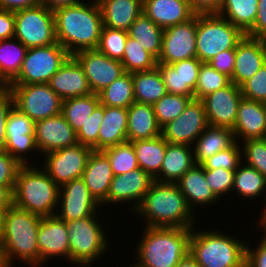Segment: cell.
I'll return each instance as SVG.
<instances>
[{
	"instance_id": "obj_1",
	"label": "cell",
	"mask_w": 266,
	"mask_h": 267,
	"mask_svg": "<svg viewBox=\"0 0 266 267\" xmlns=\"http://www.w3.org/2000/svg\"><path fill=\"white\" fill-rule=\"evenodd\" d=\"M57 42L70 56L83 50H95L103 28L97 0L80 2L53 10Z\"/></svg>"
},
{
	"instance_id": "obj_2",
	"label": "cell",
	"mask_w": 266,
	"mask_h": 267,
	"mask_svg": "<svg viewBox=\"0 0 266 267\" xmlns=\"http://www.w3.org/2000/svg\"><path fill=\"white\" fill-rule=\"evenodd\" d=\"M41 219L40 215L14 204L8 208L0 242L1 267H14L17 259L25 263L24 266L39 267L37 234Z\"/></svg>"
},
{
	"instance_id": "obj_3",
	"label": "cell",
	"mask_w": 266,
	"mask_h": 267,
	"mask_svg": "<svg viewBox=\"0 0 266 267\" xmlns=\"http://www.w3.org/2000/svg\"><path fill=\"white\" fill-rule=\"evenodd\" d=\"M135 216L145 220V226L193 228L196 217L176 183L154 181L134 210ZM195 224V225H194Z\"/></svg>"
},
{
	"instance_id": "obj_4",
	"label": "cell",
	"mask_w": 266,
	"mask_h": 267,
	"mask_svg": "<svg viewBox=\"0 0 266 267\" xmlns=\"http://www.w3.org/2000/svg\"><path fill=\"white\" fill-rule=\"evenodd\" d=\"M192 228L145 226L131 267H176L190 251Z\"/></svg>"
},
{
	"instance_id": "obj_5",
	"label": "cell",
	"mask_w": 266,
	"mask_h": 267,
	"mask_svg": "<svg viewBox=\"0 0 266 267\" xmlns=\"http://www.w3.org/2000/svg\"><path fill=\"white\" fill-rule=\"evenodd\" d=\"M39 167L31 164L19 168L13 190V204L41 217L54 216L58 208L60 187Z\"/></svg>"
},
{
	"instance_id": "obj_6",
	"label": "cell",
	"mask_w": 266,
	"mask_h": 267,
	"mask_svg": "<svg viewBox=\"0 0 266 267\" xmlns=\"http://www.w3.org/2000/svg\"><path fill=\"white\" fill-rule=\"evenodd\" d=\"M230 235V236H229ZM224 231L192 228L189 253L200 267H241L246 263V241Z\"/></svg>"
},
{
	"instance_id": "obj_7",
	"label": "cell",
	"mask_w": 266,
	"mask_h": 267,
	"mask_svg": "<svg viewBox=\"0 0 266 267\" xmlns=\"http://www.w3.org/2000/svg\"><path fill=\"white\" fill-rule=\"evenodd\" d=\"M98 215L65 221L69 235V263L74 266L89 267L106 251H110L109 237Z\"/></svg>"
},
{
	"instance_id": "obj_8",
	"label": "cell",
	"mask_w": 266,
	"mask_h": 267,
	"mask_svg": "<svg viewBox=\"0 0 266 267\" xmlns=\"http://www.w3.org/2000/svg\"><path fill=\"white\" fill-rule=\"evenodd\" d=\"M245 34L218 14L196 15V57L208 63L222 51L235 49Z\"/></svg>"
},
{
	"instance_id": "obj_9",
	"label": "cell",
	"mask_w": 266,
	"mask_h": 267,
	"mask_svg": "<svg viewBox=\"0 0 266 267\" xmlns=\"http://www.w3.org/2000/svg\"><path fill=\"white\" fill-rule=\"evenodd\" d=\"M15 35L26 48L57 43L54 12L44 3L14 12Z\"/></svg>"
},
{
	"instance_id": "obj_10",
	"label": "cell",
	"mask_w": 266,
	"mask_h": 267,
	"mask_svg": "<svg viewBox=\"0 0 266 267\" xmlns=\"http://www.w3.org/2000/svg\"><path fill=\"white\" fill-rule=\"evenodd\" d=\"M57 42L48 46L28 48L18 75L10 84L49 83L69 57Z\"/></svg>"
},
{
	"instance_id": "obj_11",
	"label": "cell",
	"mask_w": 266,
	"mask_h": 267,
	"mask_svg": "<svg viewBox=\"0 0 266 267\" xmlns=\"http://www.w3.org/2000/svg\"><path fill=\"white\" fill-rule=\"evenodd\" d=\"M14 106L34 122L62 112L63 99L48 83L10 84Z\"/></svg>"
},
{
	"instance_id": "obj_12",
	"label": "cell",
	"mask_w": 266,
	"mask_h": 267,
	"mask_svg": "<svg viewBox=\"0 0 266 267\" xmlns=\"http://www.w3.org/2000/svg\"><path fill=\"white\" fill-rule=\"evenodd\" d=\"M92 151L91 147L77 143L42 155L44 161H41L40 167L60 187L73 179L82 178Z\"/></svg>"
},
{
	"instance_id": "obj_13",
	"label": "cell",
	"mask_w": 266,
	"mask_h": 267,
	"mask_svg": "<svg viewBox=\"0 0 266 267\" xmlns=\"http://www.w3.org/2000/svg\"><path fill=\"white\" fill-rule=\"evenodd\" d=\"M208 126L204 103L192 99L180 116L161 128V135L170 144L193 146Z\"/></svg>"
},
{
	"instance_id": "obj_14",
	"label": "cell",
	"mask_w": 266,
	"mask_h": 267,
	"mask_svg": "<svg viewBox=\"0 0 266 267\" xmlns=\"http://www.w3.org/2000/svg\"><path fill=\"white\" fill-rule=\"evenodd\" d=\"M35 122L15 106L8 113L6 121L5 151L21 165H33L27 154L39 152L35 143ZM36 150V151H35Z\"/></svg>"
},
{
	"instance_id": "obj_15",
	"label": "cell",
	"mask_w": 266,
	"mask_h": 267,
	"mask_svg": "<svg viewBox=\"0 0 266 267\" xmlns=\"http://www.w3.org/2000/svg\"><path fill=\"white\" fill-rule=\"evenodd\" d=\"M58 206L59 210L55 215L63 221L87 218L98 213L101 208L82 178L73 179L60 186Z\"/></svg>"
},
{
	"instance_id": "obj_16",
	"label": "cell",
	"mask_w": 266,
	"mask_h": 267,
	"mask_svg": "<svg viewBox=\"0 0 266 267\" xmlns=\"http://www.w3.org/2000/svg\"><path fill=\"white\" fill-rule=\"evenodd\" d=\"M196 57V15L187 22L164 29L157 63L172 64Z\"/></svg>"
},
{
	"instance_id": "obj_17",
	"label": "cell",
	"mask_w": 266,
	"mask_h": 267,
	"mask_svg": "<svg viewBox=\"0 0 266 267\" xmlns=\"http://www.w3.org/2000/svg\"><path fill=\"white\" fill-rule=\"evenodd\" d=\"M83 67L92 93L99 94L125 73L120 61L95 50H83L73 55Z\"/></svg>"
},
{
	"instance_id": "obj_18",
	"label": "cell",
	"mask_w": 266,
	"mask_h": 267,
	"mask_svg": "<svg viewBox=\"0 0 266 267\" xmlns=\"http://www.w3.org/2000/svg\"><path fill=\"white\" fill-rule=\"evenodd\" d=\"M154 181L155 180L141 168L134 169L125 174L114 175L107 199L101 204V207H105V204L109 206L111 205L110 203L116 204L117 206L119 202L120 204L130 203V206H132V210L130 211L133 212Z\"/></svg>"
},
{
	"instance_id": "obj_19",
	"label": "cell",
	"mask_w": 266,
	"mask_h": 267,
	"mask_svg": "<svg viewBox=\"0 0 266 267\" xmlns=\"http://www.w3.org/2000/svg\"><path fill=\"white\" fill-rule=\"evenodd\" d=\"M242 98L240 87L233 82L205 96L202 102L205 106L209 125L233 129L237 118L238 105Z\"/></svg>"
},
{
	"instance_id": "obj_20",
	"label": "cell",
	"mask_w": 266,
	"mask_h": 267,
	"mask_svg": "<svg viewBox=\"0 0 266 267\" xmlns=\"http://www.w3.org/2000/svg\"><path fill=\"white\" fill-rule=\"evenodd\" d=\"M65 221L56 215L42 217L38 228L39 267L49 259L61 257L69 262V238Z\"/></svg>"
},
{
	"instance_id": "obj_21",
	"label": "cell",
	"mask_w": 266,
	"mask_h": 267,
	"mask_svg": "<svg viewBox=\"0 0 266 267\" xmlns=\"http://www.w3.org/2000/svg\"><path fill=\"white\" fill-rule=\"evenodd\" d=\"M35 143L39 154L76 145V132L61 114L35 122Z\"/></svg>"
},
{
	"instance_id": "obj_22",
	"label": "cell",
	"mask_w": 266,
	"mask_h": 267,
	"mask_svg": "<svg viewBox=\"0 0 266 267\" xmlns=\"http://www.w3.org/2000/svg\"><path fill=\"white\" fill-rule=\"evenodd\" d=\"M265 63L266 40L244 36L235 48V67L230 79L231 82L240 87Z\"/></svg>"
},
{
	"instance_id": "obj_23",
	"label": "cell",
	"mask_w": 266,
	"mask_h": 267,
	"mask_svg": "<svg viewBox=\"0 0 266 267\" xmlns=\"http://www.w3.org/2000/svg\"><path fill=\"white\" fill-rule=\"evenodd\" d=\"M201 64L197 57L172 64L157 63L167 93L194 96Z\"/></svg>"
},
{
	"instance_id": "obj_24",
	"label": "cell",
	"mask_w": 266,
	"mask_h": 267,
	"mask_svg": "<svg viewBox=\"0 0 266 267\" xmlns=\"http://www.w3.org/2000/svg\"><path fill=\"white\" fill-rule=\"evenodd\" d=\"M232 130L239 143L248 139L266 138V103L242 98Z\"/></svg>"
},
{
	"instance_id": "obj_25",
	"label": "cell",
	"mask_w": 266,
	"mask_h": 267,
	"mask_svg": "<svg viewBox=\"0 0 266 267\" xmlns=\"http://www.w3.org/2000/svg\"><path fill=\"white\" fill-rule=\"evenodd\" d=\"M48 84L63 100L92 94L84 69L74 56L67 58Z\"/></svg>"
},
{
	"instance_id": "obj_26",
	"label": "cell",
	"mask_w": 266,
	"mask_h": 267,
	"mask_svg": "<svg viewBox=\"0 0 266 267\" xmlns=\"http://www.w3.org/2000/svg\"><path fill=\"white\" fill-rule=\"evenodd\" d=\"M143 13L162 29L187 22L196 15L189 0H143Z\"/></svg>"
},
{
	"instance_id": "obj_27",
	"label": "cell",
	"mask_w": 266,
	"mask_h": 267,
	"mask_svg": "<svg viewBox=\"0 0 266 267\" xmlns=\"http://www.w3.org/2000/svg\"><path fill=\"white\" fill-rule=\"evenodd\" d=\"M113 177L114 173L107 156L102 151L93 150L82 179L100 205L107 199Z\"/></svg>"
},
{
	"instance_id": "obj_28",
	"label": "cell",
	"mask_w": 266,
	"mask_h": 267,
	"mask_svg": "<svg viewBox=\"0 0 266 267\" xmlns=\"http://www.w3.org/2000/svg\"><path fill=\"white\" fill-rule=\"evenodd\" d=\"M176 184L193 212L196 206L205 207L210 204L211 207V204L219 202L206 182L204 168L201 164L193 165Z\"/></svg>"
},
{
	"instance_id": "obj_29",
	"label": "cell",
	"mask_w": 266,
	"mask_h": 267,
	"mask_svg": "<svg viewBox=\"0 0 266 267\" xmlns=\"http://www.w3.org/2000/svg\"><path fill=\"white\" fill-rule=\"evenodd\" d=\"M101 9L103 27L128 31L143 13V0H97Z\"/></svg>"
},
{
	"instance_id": "obj_30",
	"label": "cell",
	"mask_w": 266,
	"mask_h": 267,
	"mask_svg": "<svg viewBox=\"0 0 266 267\" xmlns=\"http://www.w3.org/2000/svg\"><path fill=\"white\" fill-rule=\"evenodd\" d=\"M161 135L153 105L134 102L128 108L127 141L152 139Z\"/></svg>"
},
{
	"instance_id": "obj_31",
	"label": "cell",
	"mask_w": 266,
	"mask_h": 267,
	"mask_svg": "<svg viewBox=\"0 0 266 267\" xmlns=\"http://www.w3.org/2000/svg\"><path fill=\"white\" fill-rule=\"evenodd\" d=\"M195 164L192 146L168 143L159 176L155 181L177 183Z\"/></svg>"
},
{
	"instance_id": "obj_32",
	"label": "cell",
	"mask_w": 266,
	"mask_h": 267,
	"mask_svg": "<svg viewBox=\"0 0 266 267\" xmlns=\"http://www.w3.org/2000/svg\"><path fill=\"white\" fill-rule=\"evenodd\" d=\"M128 108L104 106L98 135V151L127 142Z\"/></svg>"
},
{
	"instance_id": "obj_33",
	"label": "cell",
	"mask_w": 266,
	"mask_h": 267,
	"mask_svg": "<svg viewBox=\"0 0 266 267\" xmlns=\"http://www.w3.org/2000/svg\"><path fill=\"white\" fill-rule=\"evenodd\" d=\"M235 142L232 129L209 125L192 146L194 161L202 164L214 154L230 148Z\"/></svg>"
},
{
	"instance_id": "obj_34",
	"label": "cell",
	"mask_w": 266,
	"mask_h": 267,
	"mask_svg": "<svg viewBox=\"0 0 266 267\" xmlns=\"http://www.w3.org/2000/svg\"><path fill=\"white\" fill-rule=\"evenodd\" d=\"M131 143L139 168L155 180L159 176L168 142L159 135L152 139L136 140Z\"/></svg>"
},
{
	"instance_id": "obj_35",
	"label": "cell",
	"mask_w": 266,
	"mask_h": 267,
	"mask_svg": "<svg viewBox=\"0 0 266 267\" xmlns=\"http://www.w3.org/2000/svg\"><path fill=\"white\" fill-rule=\"evenodd\" d=\"M134 100L153 105L167 93L159 68L132 73Z\"/></svg>"
},
{
	"instance_id": "obj_36",
	"label": "cell",
	"mask_w": 266,
	"mask_h": 267,
	"mask_svg": "<svg viewBox=\"0 0 266 267\" xmlns=\"http://www.w3.org/2000/svg\"><path fill=\"white\" fill-rule=\"evenodd\" d=\"M127 32L128 36L138 41L146 51L156 59L159 58L164 29L142 13L132 23Z\"/></svg>"
},
{
	"instance_id": "obj_37",
	"label": "cell",
	"mask_w": 266,
	"mask_h": 267,
	"mask_svg": "<svg viewBox=\"0 0 266 267\" xmlns=\"http://www.w3.org/2000/svg\"><path fill=\"white\" fill-rule=\"evenodd\" d=\"M258 0H223L218 15L246 34L254 25Z\"/></svg>"
},
{
	"instance_id": "obj_38",
	"label": "cell",
	"mask_w": 266,
	"mask_h": 267,
	"mask_svg": "<svg viewBox=\"0 0 266 267\" xmlns=\"http://www.w3.org/2000/svg\"><path fill=\"white\" fill-rule=\"evenodd\" d=\"M232 192H236L235 194L239 195L240 199H252V202L256 197L266 194V179L255 168L246 164L243 165V162H241L235 170ZM264 198L266 202V195ZM265 202H263L265 204H263L264 208L266 206Z\"/></svg>"
},
{
	"instance_id": "obj_39",
	"label": "cell",
	"mask_w": 266,
	"mask_h": 267,
	"mask_svg": "<svg viewBox=\"0 0 266 267\" xmlns=\"http://www.w3.org/2000/svg\"><path fill=\"white\" fill-rule=\"evenodd\" d=\"M100 104L98 94H90L64 99L62 102V115L67 123L77 133L88 118Z\"/></svg>"
},
{
	"instance_id": "obj_40",
	"label": "cell",
	"mask_w": 266,
	"mask_h": 267,
	"mask_svg": "<svg viewBox=\"0 0 266 267\" xmlns=\"http://www.w3.org/2000/svg\"><path fill=\"white\" fill-rule=\"evenodd\" d=\"M98 95L104 106L129 108L135 102L132 73L125 72Z\"/></svg>"
},
{
	"instance_id": "obj_41",
	"label": "cell",
	"mask_w": 266,
	"mask_h": 267,
	"mask_svg": "<svg viewBox=\"0 0 266 267\" xmlns=\"http://www.w3.org/2000/svg\"><path fill=\"white\" fill-rule=\"evenodd\" d=\"M27 49L16 38L0 40V71L9 82L18 75Z\"/></svg>"
},
{
	"instance_id": "obj_42",
	"label": "cell",
	"mask_w": 266,
	"mask_h": 267,
	"mask_svg": "<svg viewBox=\"0 0 266 267\" xmlns=\"http://www.w3.org/2000/svg\"><path fill=\"white\" fill-rule=\"evenodd\" d=\"M120 62L125 72L128 73L148 71L157 66V59L146 51L138 41L129 36Z\"/></svg>"
},
{
	"instance_id": "obj_43",
	"label": "cell",
	"mask_w": 266,
	"mask_h": 267,
	"mask_svg": "<svg viewBox=\"0 0 266 267\" xmlns=\"http://www.w3.org/2000/svg\"><path fill=\"white\" fill-rule=\"evenodd\" d=\"M194 96H183L166 93L153 104L154 113L158 125L162 128L168 122L173 121L185 110Z\"/></svg>"
},
{
	"instance_id": "obj_44",
	"label": "cell",
	"mask_w": 266,
	"mask_h": 267,
	"mask_svg": "<svg viewBox=\"0 0 266 267\" xmlns=\"http://www.w3.org/2000/svg\"><path fill=\"white\" fill-rule=\"evenodd\" d=\"M102 152L109 159L114 175H121L139 168L136 153L131 142H124L105 148Z\"/></svg>"
},
{
	"instance_id": "obj_45",
	"label": "cell",
	"mask_w": 266,
	"mask_h": 267,
	"mask_svg": "<svg viewBox=\"0 0 266 267\" xmlns=\"http://www.w3.org/2000/svg\"><path fill=\"white\" fill-rule=\"evenodd\" d=\"M230 83L231 80L228 76L219 73L209 63H202L194 90V99L202 100L205 96L228 86Z\"/></svg>"
},
{
	"instance_id": "obj_46",
	"label": "cell",
	"mask_w": 266,
	"mask_h": 267,
	"mask_svg": "<svg viewBox=\"0 0 266 267\" xmlns=\"http://www.w3.org/2000/svg\"><path fill=\"white\" fill-rule=\"evenodd\" d=\"M127 38V31L103 27L96 50L111 59L121 61Z\"/></svg>"
},
{
	"instance_id": "obj_47",
	"label": "cell",
	"mask_w": 266,
	"mask_h": 267,
	"mask_svg": "<svg viewBox=\"0 0 266 267\" xmlns=\"http://www.w3.org/2000/svg\"><path fill=\"white\" fill-rule=\"evenodd\" d=\"M240 145L243 164L255 168L266 179V138L248 139Z\"/></svg>"
},
{
	"instance_id": "obj_48",
	"label": "cell",
	"mask_w": 266,
	"mask_h": 267,
	"mask_svg": "<svg viewBox=\"0 0 266 267\" xmlns=\"http://www.w3.org/2000/svg\"><path fill=\"white\" fill-rule=\"evenodd\" d=\"M239 144L240 143L236 141L230 148L214 154L201 165L207 170L222 168L225 170L235 171L242 162L241 145Z\"/></svg>"
},
{
	"instance_id": "obj_49",
	"label": "cell",
	"mask_w": 266,
	"mask_h": 267,
	"mask_svg": "<svg viewBox=\"0 0 266 267\" xmlns=\"http://www.w3.org/2000/svg\"><path fill=\"white\" fill-rule=\"evenodd\" d=\"M103 117L104 105L100 103L83 127L76 133L77 142L79 144L87 145L93 150L98 151V135Z\"/></svg>"
},
{
	"instance_id": "obj_50",
	"label": "cell",
	"mask_w": 266,
	"mask_h": 267,
	"mask_svg": "<svg viewBox=\"0 0 266 267\" xmlns=\"http://www.w3.org/2000/svg\"><path fill=\"white\" fill-rule=\"evenodd\" d=\"M204 175L209 188L219 200L221 197H225L224 195L232 193L235 171L222 168L215 170L204 169Z\"/></svg>"
},
{
	"instance_id": "obj_51",
	"label": "cell",
	"mask_w": 266,
	"mask_h": 267,
	"mask_svg": "<svg viewBox=\"0 0 266 267\" xmlns=\"http://www.w3.org/2000/svg\"><path fill=\"white\" fill-rule=\"evenodd\" d=\"M240 90L243 98L266 103V63L240 86Z\"/></svg>"
},
{
	"instance_id": "obj_52",
	"label": "cell",
	"mask_w": 266,
	"mask_h": 267,
	"mask_svg": "<svg viewBox=\"0 0 266 267\" xmlns=\"http://www.w3.org/2000/svg\"><path fill=\"white\" fill-rule=\"evenodd\" d=\"M22 165L6 151H0V185L15 187L16 175Z\"/></svg>"
},
{
	"instance_id": "obj_53",
	"label": "cell",
	"mask_w": 266,
	"mask_h": 267,
	"mask_svg": "<svg viewBox=\"0 0 266 267\" xmlns=\"http://www.w3.org/2000/svg\"><path fill=\"white\" fill-rule=\"evenodd\" d=\"M215 70L232 78L235 67V49L220 52L208 62Z\"/></svg>"
},
{
	"instance_id": "obj_54",
	"label": "cell",
	"mask_w": 266,
	"mask_h": 267,
	"mask_svg": "<svg viewBox=\"0 0 266 267\" xmlns=\"http://www.w3.org/2000/svg\"><path fill=\"white\" fill-rule=\"evenodd\" d=\"M14 106L13 96L8 89L0 97V151H5L6 145V121L8 113Z\"/></svg>"
},
{
	"instance_id": "obj_55",
	"label": "cell",
	"mask_w": 266,
	"mask_h": 267,
	"mask_svg": "<svg viewBox=\"0 0 266 267\" xmlns=\"http://www.w3.org/2000/svg\"><path fill=\"white\" fill-rule=\"evenodd\" d=\"M256 248H251L247 243L246 246V263L248 267H266V235L263 234Z\"/></svg>"
},
{
	"instance_id": "obj_56",
	"label": "cell",
	"mask_w": 266,
	"mask_h": 267,
	"mask_svg": "<svg viewBox=\"0 0 266 267\" xmlns=\"http://www.w3.org/2000/svg\"><path fill=\"white\" fill-rule=\"evenodd\" d=\"M245 36L266 40V0H258L255 23Z\"/></svg>"
},
{
	"instance_id": "obj_57",
	"label": "cell",
	"mask_w": 266,
	"mask_h": 267,
	"mask_svg": "<svg viewBox=\"0 0 266 267\" xmlns=\"http://www.w3.org/2000/svg\"><path fill=\"white\" fill-rule=\"evenodd\" d=\"M15 15L14 12L0 9V40L14 38Z\"/></svg>"
},
{
	"instance_id": "obj_58",
	"label": "cell",
	"mask_w": 266,
	"mask_h": 267,
	"mask_svg": "<svg viewBox=\"0 0 266 267\" xmlns=\"http://www.w3.org/2000/svg\"><path fill=\"white\" fill-rule=\"evenodd\" d=\"M193 12L198 14H217L223 0H189Z\"/></svg>"
},
{
	"instance_id": "obj_59",
	"label": "cell",
	"mask_w": 266,
	"mask_h": 267,
	"mask_svg": "<svg viewBox=\"0 0 266 267\" xmlns=\"http://www.w3.org/2000/svg\"><path fill=\"white\" fill-rule=\"evenodd\" d=\"M43 4V0H0V9L16 12Z\"/></svg>"
},
{
	"instance_id": "obj_60",
	"label": "cell",
	"mask_w": 266,
	"mask_h": 267,
	"mask_svg": "<svg viewBox=\"0 0 266 267\" xmlns=\"http://www.w3.org/2000/svg\"><path fill=\"white\" fill-rule=\"evenodd\" d=\"M14 187L0 185V210H8L13 204Z\"/></svg>"
},
{
	"instance_id": "obj_61",
	"label": "cell",
	"mask_w": 266,
	"mask_h": 267,
	"mask_svg": "<svg viewBox=\"0 0 266 267\" xmlns=\"http://www.w3.org/2000/svg\"><path fill=\"white\" fill-rule=\"evenodd\" d=\"M80 2L82 1L81 0H43V3L51 10H54L62 6L78 4Z\"/></svg>"
},
{
	"instance_id": "obj_62",
	"label": "cell",
	"mask_w": 266,
	"mask_h": 267,
	"mask_svg": "<svg viewBox=\"0 0 266 267\" xmlns=\"http://www.w3.org/2000/svg\"><path fill=\"white\" fill-rule=\"evenodd\" d=\"M176 267H200L196 262L195 258L188 253Z\"/></svg>"
},
{
	"instance_id": "obj_63",
	"label": "cell",
	"mask_w": 266,
	"mask_h": 267,
	"mask_svg": "<svg viewBox=\"0 0 266 267\" xmlns=\"http://www.w3.org/2000/svg\"><path fill=\"white\" fill-rule=\"evenodd\" d=\"M258 219L259 220L256 222L259 226L258 228H259V230L262 229L263 231L262 230H260V231L266 235V206H265L264 210L261 212V215L258 216Z\"/></svg>"
},
{
	"instance_id": "obj_64",
	"label": "cell",
	"mask_w": 266,
	"mask_h": 267,
	"mask_svg": "<svg viewBox=\"0 0 266 267\" xmlns=\"http://www.w3.org/2000/svg\"><path fill=\"white\" fill-rule=\"evenodd\" d=\"M7 210H0V242L1 238L3 235V230H4V218H5V213Z\"/></svg>"
},
{
	"instance_id": "obj_65",
	"label": "cell",
	"mask_w": 266,
	"mask_h": 267,
	"mask_svg": "<svg viewBox=\"0 0 266 267\" xmlns=\"http://www.w3.org/2000/svg\"><path fill=\"white\" fill-rule=\"evenodd\" d=\"M10 82H0V97L9 89Z\"/></svg>"
},
{
	"instance_id": "obj_66",
	"label": "cell",
	"mask_w": 266,
	"mask_h": 267,
	"mask_svg": "<svg viewBox=\"0 0 266 267\" xmlns=\"http://www.w3.org/2000/svg\"><path fill=\"white\" fill-rule=\"evenodd\" d=\"M0 82H9L1 73L0 71Z\"/></svg>"
},
{
	"instance_id": "obj_67",
	"label": "cell",
	"mask_w": 266,
	"mask_h": 267,
	"mask_svg": "<svg viewBox=\"0 0 266 267\" xmlns=\"http://www.w3.org/2000/svg\"><path fill=\"white\" fill-rule=\"evenodd\" d=\"M241 267H248V264L247 263H245L243 266H241Z\"/></svg>"
}]
</instances>
